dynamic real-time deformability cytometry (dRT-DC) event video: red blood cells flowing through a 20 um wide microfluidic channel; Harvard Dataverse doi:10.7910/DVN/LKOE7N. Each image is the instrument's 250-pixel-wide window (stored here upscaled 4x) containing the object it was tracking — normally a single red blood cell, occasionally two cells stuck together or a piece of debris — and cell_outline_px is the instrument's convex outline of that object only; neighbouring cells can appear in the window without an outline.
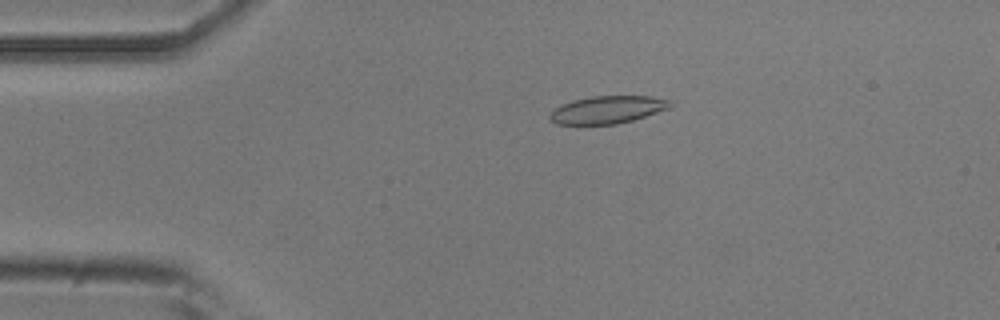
{"species": "common noctule bat (a hibernating species)", "species_latin": "Nyctalus noctula", "temperature_condition": "room temperature", "stored_images_in_passage": 51, "camera_frame_rate_fps": 3000, "um_per_image_px": 0.085, "animal": {"sex": "male", "body_mass_g": 20.5, "forearm_length_mm": 52.5}, "frame": {"image": 1, "passage_image": 10, "time_ms": 3.0, "image_size_px": [1000, 320], "cell_outline_px": [[672, 104], [668, 108], [632, 120], [616, 124], [556, 124], [548, 116], [556, 108], [572, 100], [592, 96], [652, 96], [672, 100]], "centroid_in_image_um": [51.65, 9.31], "position_along_channel_um": 33.3, "area_um2": 19.07}}
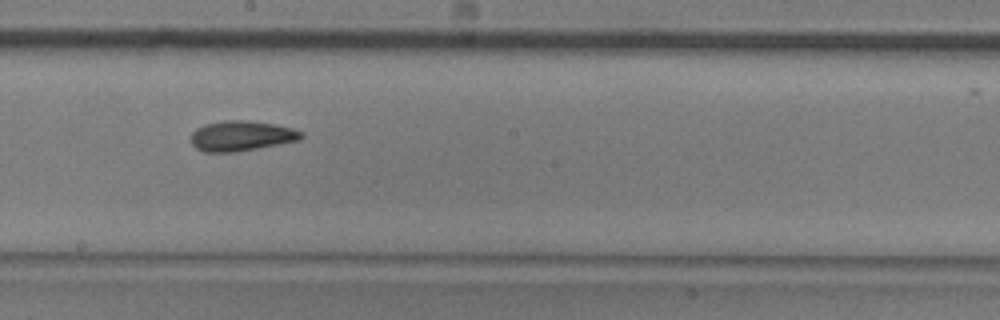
{"frame": {"image": 2, "passage_image": 28, "time_ms": 9.0, "image_size_px": [1000, 320], "cell_outline_px": [[304, 136], [300, 140], [236, 152], [204, 152], [196, 148], [192, 144], [192, 132], [196, 128], [204, 124], [224, 120], [248, 120], [276, 124], [292, 128], [304, 132]], "centroid_in_image_um": [20.53, 11.54], "position_along_channel_um": 227.7, "area_um2": 19.54}}
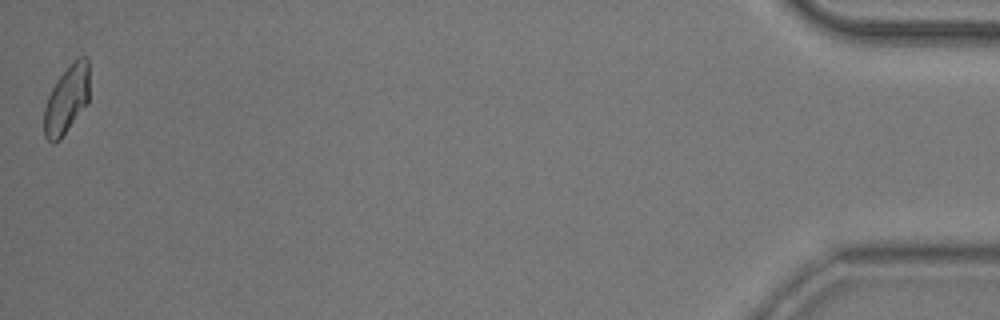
{"frame": {"image": 3, "passage_image": 51, "time_ms": 16.667, "image_size_px": [1000, 320], "cell_outline_px": [[88, 104], [60, 140], [52, 144], [44, 136], [44, 108], [48, 96], [52, 88], [60, 76], [76, 56], [88, 56]], "centroid_in_image_um": [5.67, 8.47], "position_along_channel_um": 429.5, "area_um2": 18.15}, "authors_computed_cell_mechanics": {"area_um2": 19.074, "velocity_mm_per_s": 3.8973, "shape_relaxation_time_tau1_ms": 6.0678, "shape_relaxation_time_tau2_ms": 4.6511, "deformation_change_tau1": 0.1583, "deformation_change_tau2": 0.1102}}